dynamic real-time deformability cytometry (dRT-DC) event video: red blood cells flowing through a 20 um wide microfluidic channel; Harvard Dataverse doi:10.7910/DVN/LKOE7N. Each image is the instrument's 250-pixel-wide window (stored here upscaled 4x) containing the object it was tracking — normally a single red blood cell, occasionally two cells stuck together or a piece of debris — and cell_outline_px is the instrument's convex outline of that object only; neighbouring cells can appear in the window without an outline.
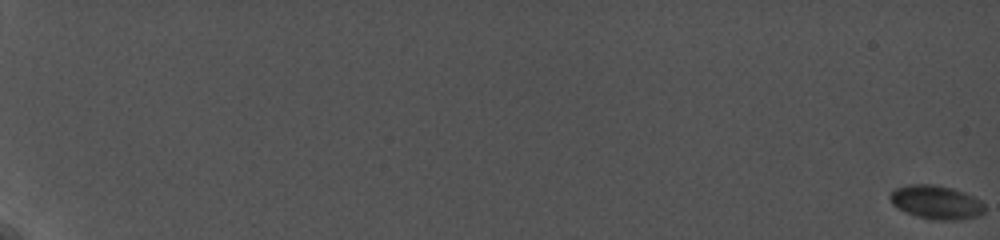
{"species": "common noctule bat (a hibernating species)", "species_latin": "Nyctalus noctula", "temperature_condition": "cold", "stored_images_in_passage": 35, "camera_frame_rate_fps": 5000, "um_per_image_px": 0.085, "animal": {"sex": "female", "body_mass_g": 19.0, "forearm_length_mm": 56.7}, "frame": {"image": 1, "passage_image": 1, "time_ms": 0.0, "image_size_px": [1000, 240], "cell_outline_px": [[984, 212], [980, 216], [960, 220], [936, 220], [916, 216], [904, 212], [896, 208], [892, 204], [888, 196], [896, 188], [908, 184], [932, 184], [952, 188], [964, 192], [980, 200], [984, 204]], "centroid_in_image_um": [79.56, 17.2], "position_along_channel_um": 5.4, "area_um2": 18.79}}
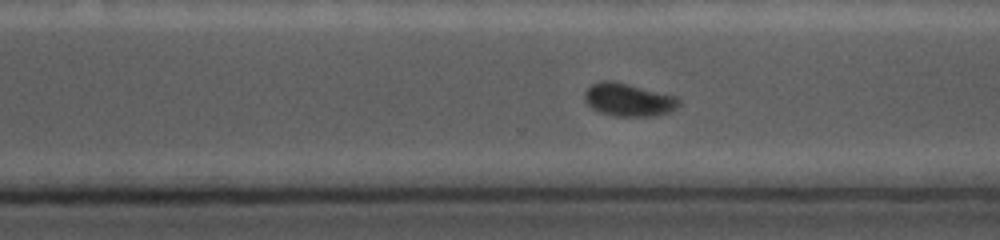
{"frame": {"image": 2, "passage_image": 29, "time_ms": 15.8, "image_size_px": [1000, 240], "cell_outline_px": [[680, 104], [676, 108], [668, 112], [656, 116], [616, 116], [600, 112], [592, 108], [584, 100], [584, 92], [592, 84], [600, 80], [612, 80], [676, 96], [680, 100]], "centroid_in_image_um": [53.41, 8.47], "position_along_channel_um": 317.2, "area_um2": 18.09}}
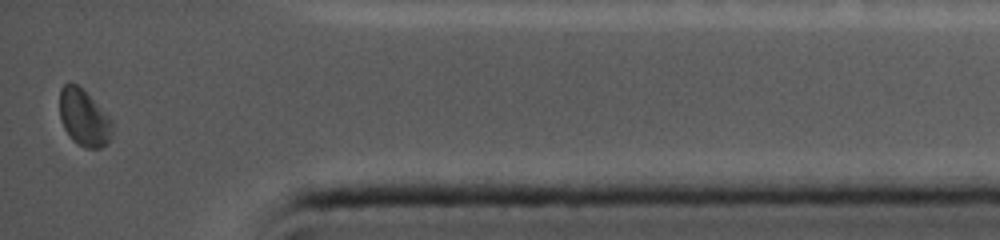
{"frame": {"image": 3, "passage_image": 35, "time_ms": 19.0, "image_size_px": [1000, 240], "cell_outline_px": [[112, 132], [108, 140], [100, 148], [84, 148], [72, 140], [64, 128], [60, 116], [60, 88], [64, 84], [76, 84], [112, 120]], "centroid_in_image_um": [7.11, 10.04], "position_along_channel_um": 428.1, "area_um2": 16.82}, "authors_computed_cell_mechanics": {"area_um2": 18.3804, "velocity_mm_per_s": 3.7185, "shape_relaxation_time_tau1_ms": 2.8355, "shape_relaxation_time_tau2_ms": null, "deformation_change_tau1": 0.0522, "deformation_change_tau2": null}}